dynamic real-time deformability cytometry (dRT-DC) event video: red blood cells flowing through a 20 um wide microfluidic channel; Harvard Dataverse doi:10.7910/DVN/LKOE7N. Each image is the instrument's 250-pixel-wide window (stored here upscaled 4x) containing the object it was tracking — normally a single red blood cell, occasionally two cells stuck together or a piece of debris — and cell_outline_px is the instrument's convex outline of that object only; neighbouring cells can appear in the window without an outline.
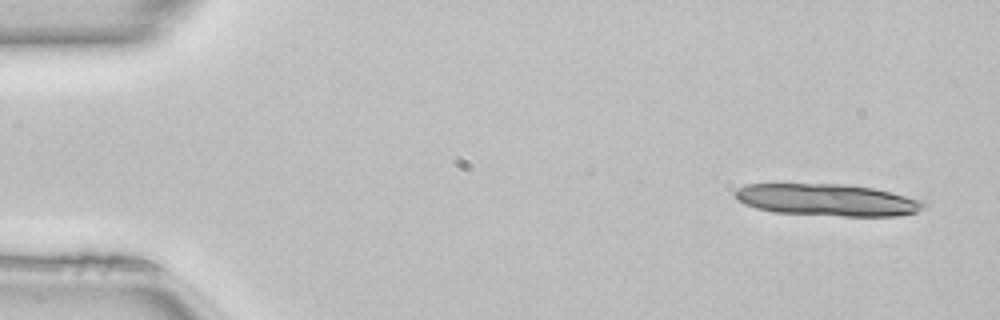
{"species": "common noctule bat (a hibernating species)", "species_latin": "Nyctalus noctula", "temperature_condition": "room temperature", "stored_images_in_passage": 10, "camera_frame_rate_fps": 3000, "um_per_image_px": 0.085, "animal": {"sex": "female", "body_mass_g": 22.7, "forearm_length_mm": 54.2}, "frame": {"image": 1, "passage_image": 1, "time_ms": 0.0, "image_size_px": [1000, 320], "cell_outline_px": [[928, 204], [916, 212], [896, 216], [840, 216], [776, 212], [756, 208], [744, 204], [736, 200], [732, 192], [736, 188], [744, 184], [848, 184], [872, 188], [924, 200]], "centroid_in_image_um": [70.28, 16.99], "position_along_channel_um": 14.7, "area_um2": 35.37}}